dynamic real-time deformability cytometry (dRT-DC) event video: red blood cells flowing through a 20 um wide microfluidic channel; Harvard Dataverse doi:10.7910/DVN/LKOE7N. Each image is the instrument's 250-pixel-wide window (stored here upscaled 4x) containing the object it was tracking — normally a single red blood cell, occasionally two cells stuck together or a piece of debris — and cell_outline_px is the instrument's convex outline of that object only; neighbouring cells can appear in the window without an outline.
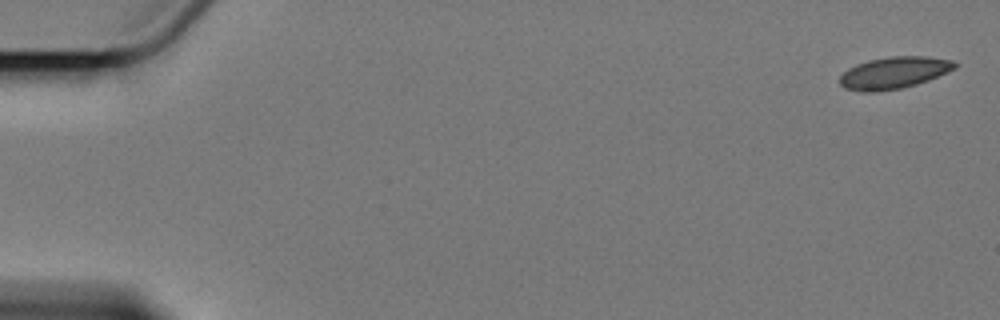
{"species": "Egyptian fruit bat (a non-hibernating species)", "species_latin": "Rousettus aegyptiacus", "temperature_condition": "cold", "stored_images_in_passage": 5, "camera_frame_rate_fps": 3000, "um_per_image_px": 0.085, "animal": {"sex": "female"}, "frame": {"image": 1, "passage_image": 1, "time_ms": 0.0, "image_size_px": [1000, 320], "cell_outline_px": [[960, 64], [956, 68], [928, 80], [916, 84], [900, 88], [876, 92], [860, 92], [844, 88], [840, 84], [840, 76], [848, 68], [856, 64], [868, 60], [888, 56], [924, 56], [952, 60]], "centroid_in_image_um": [75.97, 6.18], "position_along_channel_um": 9.0, "area_um2": 21.44}}
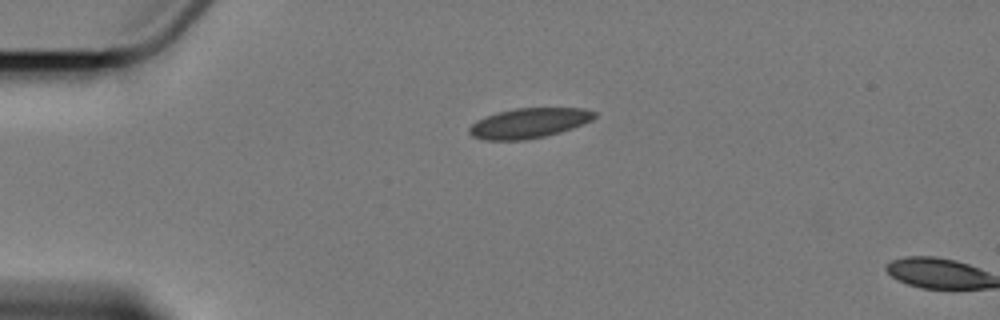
{"frame": {"image": 2, "passage_image": 4, "time_ms": 4.333, "image_size_px": [1000, 320], "cell_outline_px": [[596, 116], [592, 120], [572, 128], [560, 132], [544, 136], [524, 140], [484, 140], [472, 136], [468, 132], [468, 128], [476, 120], [484, 116], [496, 112], [512, 108], [584, 108], [596, 112]], "centroid_in_image_um": [44.92, 10.45], "position_along_channel_um": 40.1, "area_um2": 22.02}}